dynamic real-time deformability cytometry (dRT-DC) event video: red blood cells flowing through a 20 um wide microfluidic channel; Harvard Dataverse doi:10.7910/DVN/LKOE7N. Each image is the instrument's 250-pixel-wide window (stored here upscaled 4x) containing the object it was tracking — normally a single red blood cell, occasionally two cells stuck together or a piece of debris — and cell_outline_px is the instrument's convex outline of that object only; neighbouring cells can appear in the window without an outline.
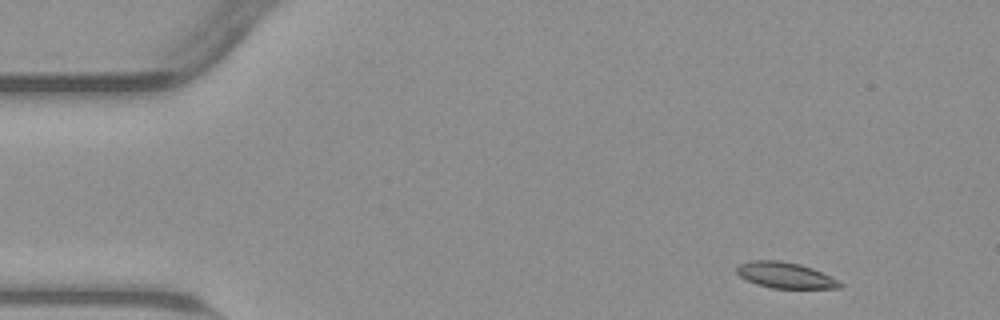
{"species": "common noctule bat (a hibernating species)", "species_latin": "Nyctalus noctula", "temperature_condition": "warm", "stored_images_in_passage": 51, "camera_frame_rate_fps": 3000, "um_per_image_px": 0.085, "animal": {"sex": "male", "body_mass_g": 23.1, "forearm_length_mm": 52.7}, "frame": {"image": 1, "passage_image": 2, "time_ms": 0.333, "image_size_px": [1000, 320], "cell_outline_px": [[844, 284], [840, 288], [772, 288], [756, 284], [740, 276], [736, 272], [736, 268], [740, 264], [752, 260], [780, 260], [800, 264], [812, 268], [840, 280]], "centroid_in_image_um": [66.78, 23.39], "position_along_channel_um": 18.2, "area_um2": 15.61}}
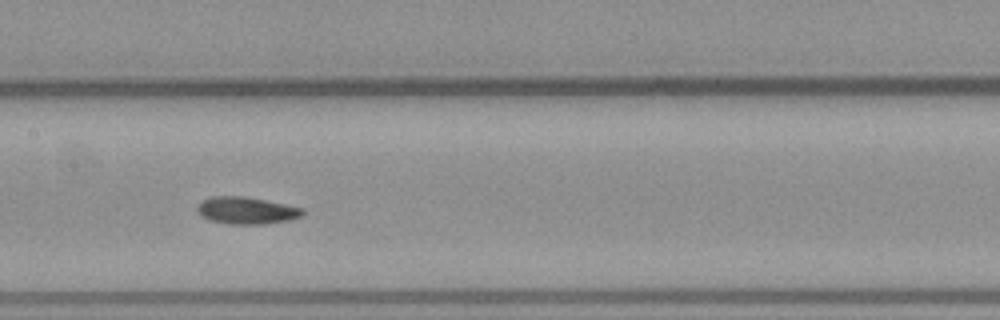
{"frame": {"image": 2, "passage_image": 23, "time_ms": 7.333, "image_size_px": [1000, 320], "cell_outline_px": [[304, 216], [288, 220], [264, 224], [228, 224], [208, 220], [196, 208], [204, 200], [212, 196], [244, 196], [304, 208]], "centroid_in_image_um": [20.99, 17.9], "position_along_channel_um": 186.4, "area_um2": 16.47}}
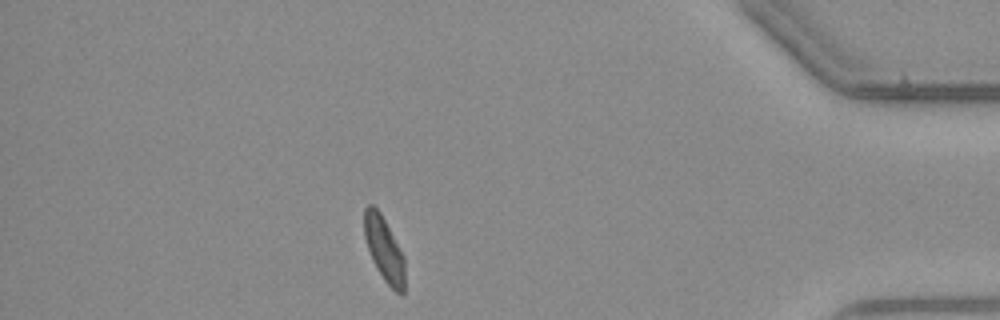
{"frame": {"image": 3, "passage_image": 44, "time_ms": 14.333, "image_size_px": [1000, 320], "cell_outline_px": [[404, 292], [400, 296], [384, 280], [376, 268], [372, 260], [364, 236], [364, 208], [368, 204], [372, 204], [380, 212], [404, 256]], "centroid_in_image_um": [32.64, 21.18], "position_along_channel_um": 402.6, "area_um2": 15.14}, "authors_computed_cell_mechanics": {"area_um2": 15.9528, "velocity_mm_per_s": 3.7837, "shape_relaxation_time_tau1_ms": 5.1657, "shape_relaxation_time_tau2_ms": 3.0122, "deformation_change_tau1": 0.1345, "deformation_change_tau2": 0.0894}}